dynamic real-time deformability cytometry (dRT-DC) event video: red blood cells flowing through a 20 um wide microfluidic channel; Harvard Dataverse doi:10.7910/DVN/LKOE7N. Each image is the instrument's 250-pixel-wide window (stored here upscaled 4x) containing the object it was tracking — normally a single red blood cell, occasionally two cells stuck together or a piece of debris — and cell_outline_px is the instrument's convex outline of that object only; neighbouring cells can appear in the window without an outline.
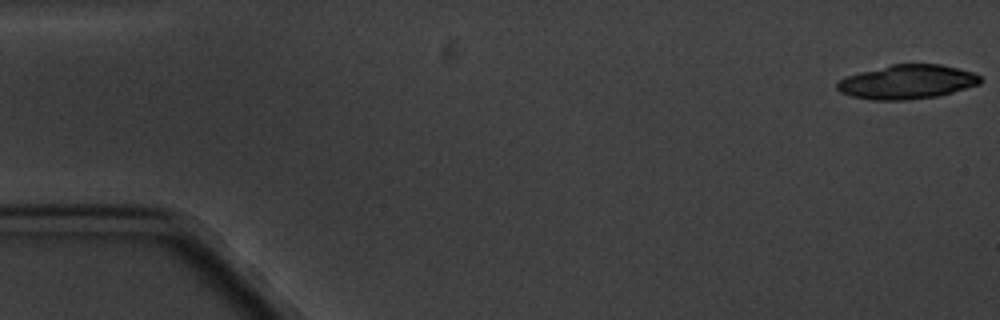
{"species": "common noctule bat (a hibernating species)", "species_latin": "Nyctalus noctula", "temperature_condition": "cold", "stored_images_in_passage": 5, "camera_frame_rate_fps": 3000, "um_per_image_px": 0.085, "animal": {"sex": "male", "body_mass_g": 20.1, "forearm_length_mm": 53.5}, "frame": {"image": 1, "passage_image": 1, "time_ms": 0.0, "image_size_px": [1000, 320], "cell_outline_px": [[984, 80], [980, 84], [952, 92], [936, 96], [908, 100], [872, 100], [852, 96], [840, 92], [836, 88], [836, 80], [860, 72], [892, 64], [940, 64], [972, 72], [980, 76]], "centroid_in_image_um": [77.09, 6.96], "position_along_channel_um": 7.9, "area_um2": 28.44}}